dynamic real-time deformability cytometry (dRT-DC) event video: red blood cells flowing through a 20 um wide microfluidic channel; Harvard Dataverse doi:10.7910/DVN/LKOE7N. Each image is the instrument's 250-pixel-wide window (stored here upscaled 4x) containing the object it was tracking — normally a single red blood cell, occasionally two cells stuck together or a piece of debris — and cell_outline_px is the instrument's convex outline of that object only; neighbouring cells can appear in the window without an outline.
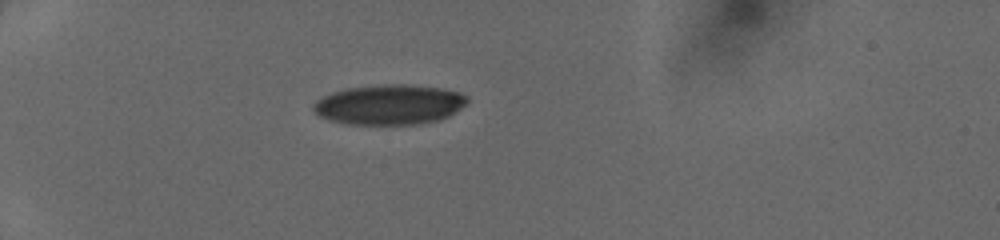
{"species": "human", "species_latin": "Homo sapiens", "temperature_condition": "cold", "stored_images_in_passage": 34, "camera_frame_rate_fps": 3000, "um_per_image_px": 0.085, "donor": {"sex": "female"}, "frame": {"image": 1, "passage_image": 1, "time_ms": 0.0, "image_size_px": [1000, 240], "cell_outline_px": [[468, 100], [460, 108], [448, 116], [436, 120], [420, 124], [348, 124], [328, 120], [320, 116], [312, 108], [312, 104], [316, 100], [332, 92], [348, 88], [384, 84], [404, 84], [440, 88], [460, 92], [468, 96]], "centroid_in_image_um": [33.07, 8.89], "position_along_channel_um": 51.9, "area_um2": 35.72}}
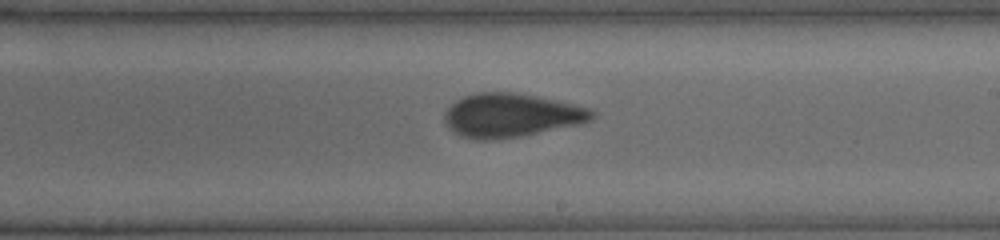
{"frame": {"image": 2, "passage_image": 17, "time_ms": 5.333, "image_size_px": [1000, 240], "cell_outline_px": [[596, 116], [592, 120], [580, 124], [520, 136], [492, 140], [472, 140], [456, 132], [444, 120], [444, 112], [456, 100], [464, 96], [480, 92], [512, 92], [536, 96], [556, 100], [588, 108], [596, 112]], "centroid_in_image_um": [43.47, 9.8], "position_along_channel_um": 245.5, "area_um2": 37.28}}
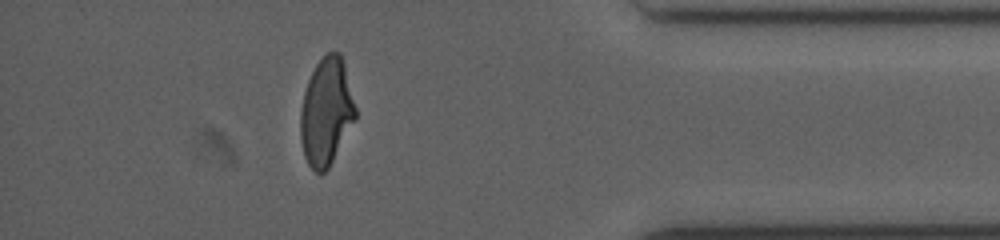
{"frame": {"image": 3, "passage_image": 30, "time_ms": 9.667, "image_size_px": [1000, 240], "cell_outline_px": [[356, 120], [328, 168], [320, 176], [308, 164], [304, 156], [300, 136], [300, 112], [304, 92], [308, 80], [316, 64], [328, 52], [340, 52], [344, 64], [356, 108]], "centroid_in_image_um": [27.73, 9.53], "position_along_channel_um": 407.5, "area_um2": 34.39}}